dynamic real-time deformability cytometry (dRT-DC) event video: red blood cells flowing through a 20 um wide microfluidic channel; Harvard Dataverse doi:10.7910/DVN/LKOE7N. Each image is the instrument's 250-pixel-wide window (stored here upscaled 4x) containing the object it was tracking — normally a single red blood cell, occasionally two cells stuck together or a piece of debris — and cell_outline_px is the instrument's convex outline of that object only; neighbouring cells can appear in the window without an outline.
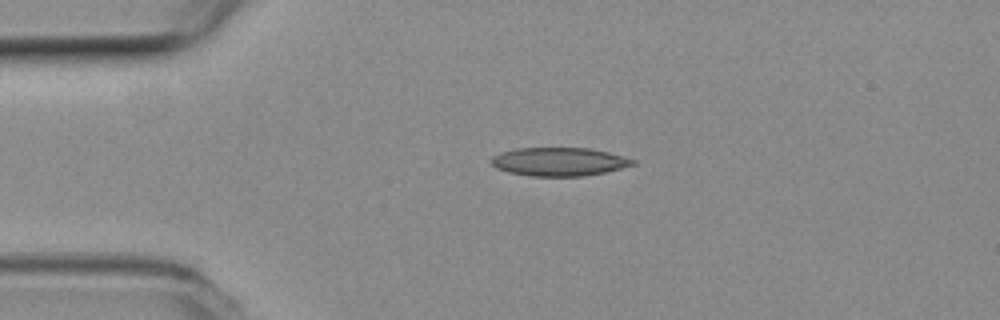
{"species": "common noctule bat (a hibernating species)", "species_latin": "Nyctalus noctula", "temperature_condition": "room temperature", "stored_images_in_passage": 42, "camera_frame_rate_fps": 3000, "um_per_image_px": 0.085, "animal": {"sex": "female", "body_mass_g": 19.3, "forearm_length_mm": 54.1}, "frame": {"image": 1, "passage_image": 1, "time_ms": 0.0, "image_size_px": [1000, 320], "cell_outline_px": [[636, 164], [604, 172], [584, 176], [532, 176], [508, 172], [496, 168], [488, 160], [492, 156], [500, 152], [516, 148], [588, 148], [608, 152], [624, 156], [636, 160]], "centroid_in_image_um": [47.49, 13.74], "position_along_channel_um": 37.5, "area_um2": 23.52}}
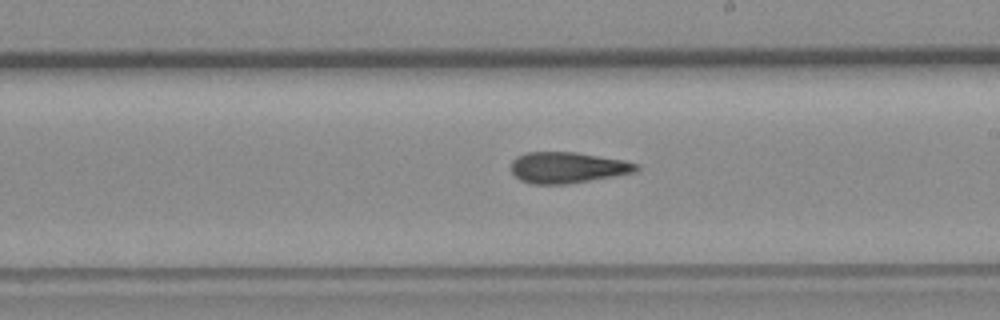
{"frame": {"image": 2, "passage_image": 19, "time_ms": 6.0, "image_size_px": [1000, 320], "cell_outline_px": [[640, 168], [636, 172], [568, 184], [532, 184], [520, 180], [512, 172], [512, 160], [516, 156], [528, 152], [576, 152], [624, 160], [640, 164]], "centroid_in_image_um": [48.26, 14.24], "position_along_channel_um": 240.7, "area_um2": 22.72}}
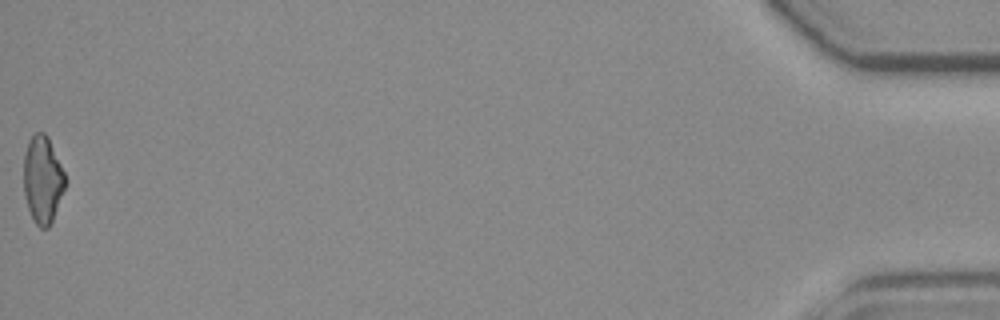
{"frame": {"image": 3, "passage_image": 42, "time_ms": 13.667, "image_size_px": [1000, 320], "cell_outline_px": [[68, 180], [52, 220], [48, 228], [40, 228], [36, 224], [28, 208], [24, 196], [24, 152], [28, 140], [36, 132], [44, 132], [48, 136]], "centroid_in_image_um": [3.63, 15.24], "position_along_channel_um": 431.6, "area_um2": 21.21}, "authors_computed_cell_mechanics": {"area_um2": 22.6287, "velocity_mm_per_s": 3.8984, "shape_relaxation_time_tau1_ms": null, "shape_relaxation_time_tau2_ms": 4.6013, "deformation_change_tau1": null, "deformation_change_tau2": 0.1544}}